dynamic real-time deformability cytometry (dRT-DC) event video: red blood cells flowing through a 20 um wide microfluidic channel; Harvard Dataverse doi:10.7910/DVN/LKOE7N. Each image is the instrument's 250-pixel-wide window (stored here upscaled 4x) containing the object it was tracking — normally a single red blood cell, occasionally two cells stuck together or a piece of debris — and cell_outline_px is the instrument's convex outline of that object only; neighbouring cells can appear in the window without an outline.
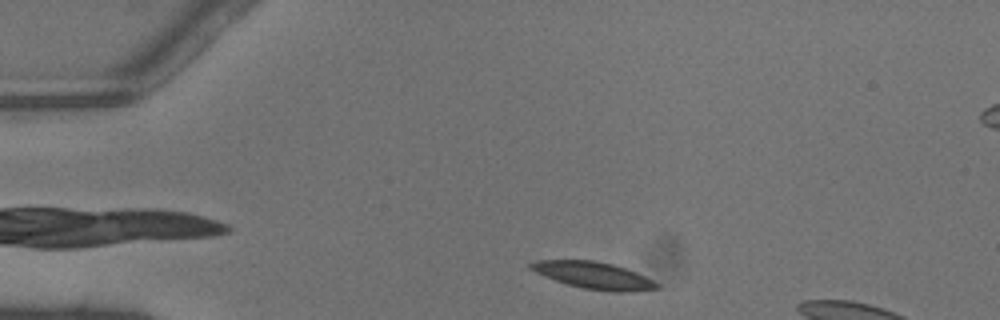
{"species": "common noctule bat (a hibernating species)", "species_latin": "Nyctalus noctula", "temperature_condition": "warm", "stored_images_in_passage": 31, "camera_frame_rate_fps": 3000, "um_per_image_px": 0.085, "animal": {"sex": "male", "body_mass_g": 13.3}, "frame": {"image": 1, "passage_image": 2, "time_ms": 0.333, "image_size_px": [1000, 320], "cell_outline_px": [[660, 288], [632, 292], [616, 292], [584, 288], [568, 284], [544, 276], [528, 268], [528, 264], [536, 260], [592, 260], [612, 264], [636, 272], [660, 284]], "centroid_in_image_um": [50.46, 23.41], "position_along_channel_um": 34.5, "area_um2": 19.65}}
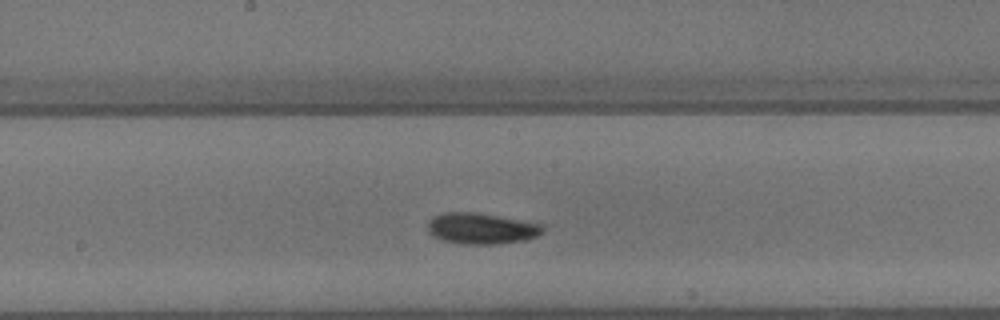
{"frame": {"image": 2, "passage_image": 17, "time_ms": 5.333, "image_size_px": [1000, 320], "cell_outline_px": [[544, 232], [536, 236], [524, 240], [500, 244], [460, 244], [444, 240], [432, 236], [428, 232], [428, 220], [432, 216], [444, 212], [476, 212], [540, 224], [544, 228]], "centroid_in_image_um": [40.86, 19.42], "position_along_channel_um": 207.3, "area_um2": 20.81}}
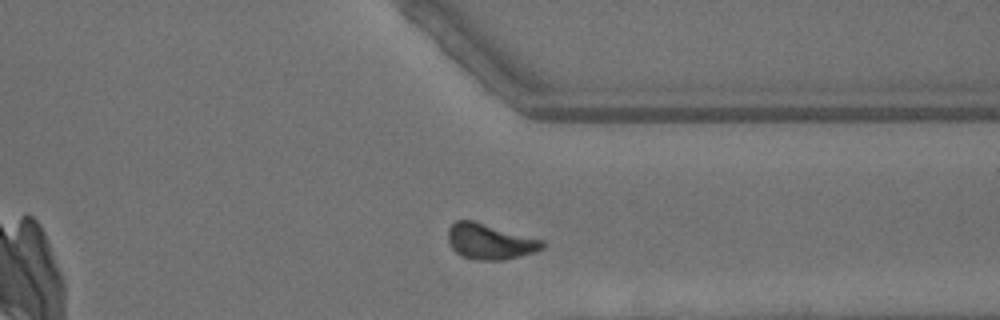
{"frame": {"image": 3, "passage_image": 28, "time_ms": 9.0, "image_size_px": [1000, 320], "cell_outline_px": [[544, 248], [536, 252], [504, 260], [476, 260], [460, 256], [452, 248], [448, 240], [448, 228], [456, 220], [472, 220], [544, 240]], "centroid_in_image_um": [41.64, 20.54], "position_along_channel_um": 369.8, "area_um2": 19.65}, "authors_computed_cell_mechanics": {"area_um2": 19.7098, "velocity_mm_per_s": 4.4561, "shape_relaxation_time_tau1_ms": 4.0167, "shape_relaxation_time_tau2_ms": 2.9101, "deformation_change_tau1": 0.1019, "deformation_change_tau2": 0.091}}